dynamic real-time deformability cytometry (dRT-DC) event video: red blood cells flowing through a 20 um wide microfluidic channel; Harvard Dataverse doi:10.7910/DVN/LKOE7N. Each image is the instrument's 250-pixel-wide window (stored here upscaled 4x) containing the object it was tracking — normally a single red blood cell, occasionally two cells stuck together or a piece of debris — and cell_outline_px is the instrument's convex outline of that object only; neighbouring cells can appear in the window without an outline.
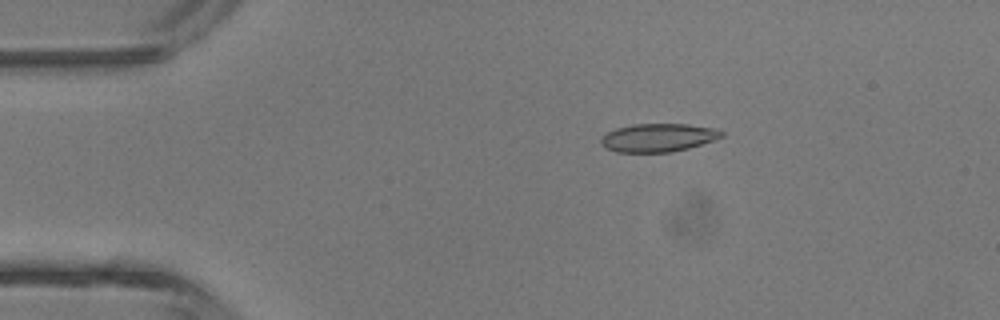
{"species": "common noctule bat (a hibernating species)", "species_latin": "Nyctalus noctula", "temperature_condition": "room temperature", "stored_images_in_passage": 4, "camera_frame_rate_fps": 3000, "um_per_image_px": 0.085, "animal": {"sex": "male", "body_mass_g": 13.3}, "frame": {"image": 1, "passage_image": 4, "time_ms": 3.667, "image_size_px": [1000, 320], "cell_outline_px": [[724, 136], [716, 140], [688, 148], [672, 152], [616, 152], [604, 148], [600, 144], [600, 136], [616, 128], [632, 124], [688, 124], [720, 128], [724, 132]], "centroid_in_image_um": [55.97, 11.69], "position_along_channel_um": 29.0, "area_um2": 20.29}}